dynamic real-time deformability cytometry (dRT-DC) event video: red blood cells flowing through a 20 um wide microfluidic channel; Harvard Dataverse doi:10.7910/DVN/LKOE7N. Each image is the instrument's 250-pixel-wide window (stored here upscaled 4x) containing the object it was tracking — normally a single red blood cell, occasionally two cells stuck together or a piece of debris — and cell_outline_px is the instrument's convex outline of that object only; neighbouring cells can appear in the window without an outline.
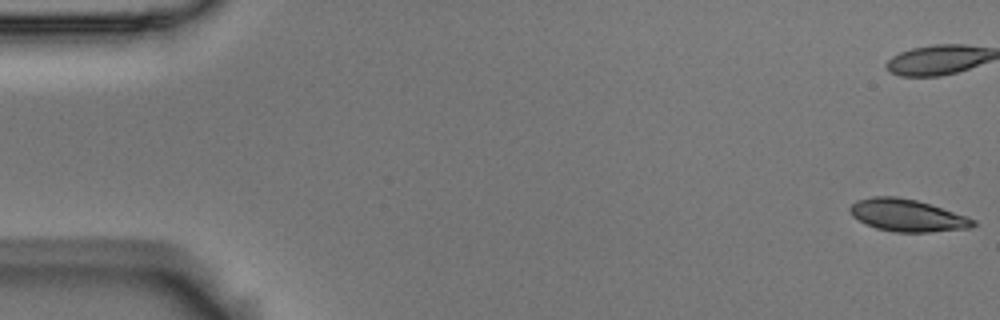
{"species": "Egyptian fruit bat (a non-hibernating species)", "species_latin": "Rousettus aegyptiacus", "temperature_condition": "room temperature", "stored_images_in_passage": 16, "camera_frame_rate_fps": 3000, "um_per_image_px": 0.085, "animal": {"sex": "male"}, "frame": {"image": 1, "passage_image": 1, "time_ms": 0.0, "image_size_px": [1000, 320], "cell_outline_px": [[976, 224], [972, 228], [928, 232], [896, 232], [876, 228], [864, 224], [852, 216], [848, 208], [856, 200], [872, 196], [896, 196], [916, 200], [968, 216], [976, 220]], "centroid_in_image_um": [77.11, 18.3], "position_along_channel_um": 7.9, "area_um2": 23.29}}